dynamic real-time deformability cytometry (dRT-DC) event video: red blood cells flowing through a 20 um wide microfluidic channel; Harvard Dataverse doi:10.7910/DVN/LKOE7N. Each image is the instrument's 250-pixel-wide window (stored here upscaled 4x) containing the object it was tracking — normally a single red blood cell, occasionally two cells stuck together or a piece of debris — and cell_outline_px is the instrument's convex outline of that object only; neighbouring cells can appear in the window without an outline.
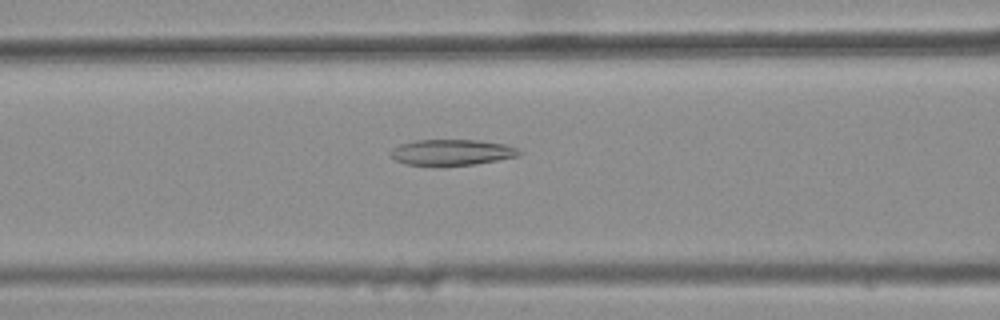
{"species": "common noctule bat (a hibernating species)", "species_latin": "Nyctalus noctula", "temperature_condition": "warm", "stored_images_in_passage": 42, "camera_frame_rate_fps": 3000, "um_per_image_px": 0.085, "animal": {"sex": "female", "body_mass_g": 25.1}, "frame": {"image": 1, "passage_image": 17, "time_ms": 5.333, "image_size_px": [1000, 320], "cell_outline_px": [[524, 152], [516, 156], [476, 164], [408, 164], [396, 160], [388, 152], [392, 148], [400, 144], [416, 140], [480, 140], [504, 144], [516, 148]], "centroid_in_image_um": [38.4, 12.92], "position_along_channel_um": 128.2, "area_um2": 18.9}}
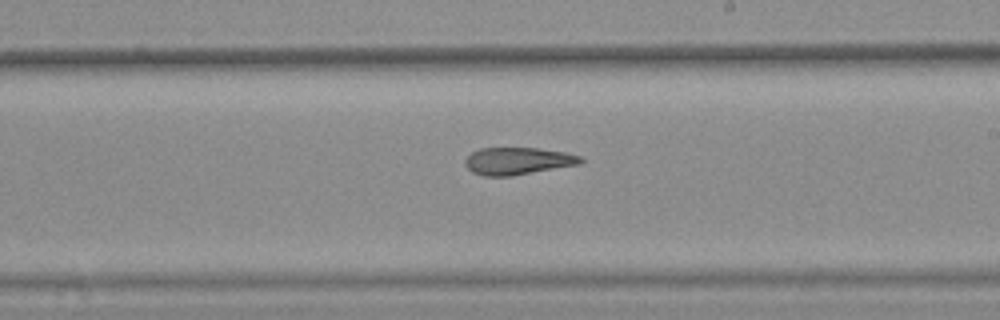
{"frame": {"image": 2, "passage_image": 26, "time_ms": 8.333, "image_size_px": [1000, 320], "cell_outline_px": [[584, 160], [580, 164], [512, 176], [484, 176], [472, 172], [464, 164], [464, 160], [472, 152], [480, 148], [536, 148], [568, 152], [580, 156]], "centroid_in_image_um": [44.01, 13.68], "position_along_channel_um": 245.0, "area_um2": 18.44}}
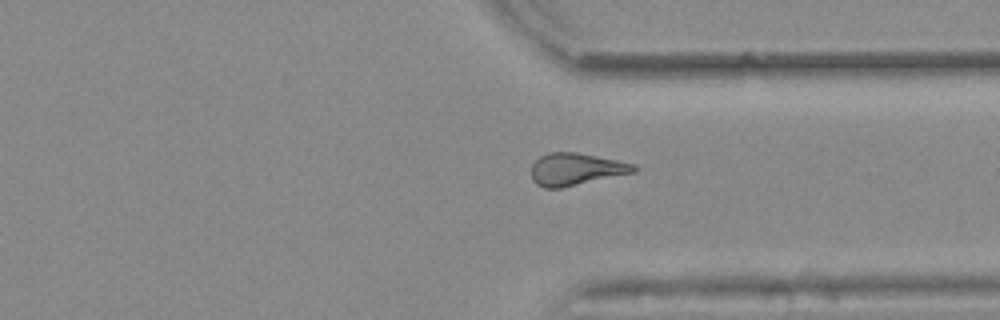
{"frame": {"image": 3, "passage_image": 35, "time_ms": 11.333, "image_size_px": [1000, 320], "cell_outline_px": [[640, 168], [636, 172], [560, 188], [544, 188], [536, 184], [532, 180], [532, 164], [540, 156], [548, 152], [576, 152], [636, 164]], "centroid_in_image_um": [48.97, 14.38], "position_along_channel_um": 362.4, "area_um2": 19.31}, "authors_computed_cell_mechanics": {"area_um2": 19.2763, "velocity_mm_per_s": 3.905, "shape_relaxation_time_tau1_ms": null, "shape_relaxation_time_tau2_ms": 5.4282, "deformation_change_tau1": null, "deformation_change_tau2": 0.1658}}